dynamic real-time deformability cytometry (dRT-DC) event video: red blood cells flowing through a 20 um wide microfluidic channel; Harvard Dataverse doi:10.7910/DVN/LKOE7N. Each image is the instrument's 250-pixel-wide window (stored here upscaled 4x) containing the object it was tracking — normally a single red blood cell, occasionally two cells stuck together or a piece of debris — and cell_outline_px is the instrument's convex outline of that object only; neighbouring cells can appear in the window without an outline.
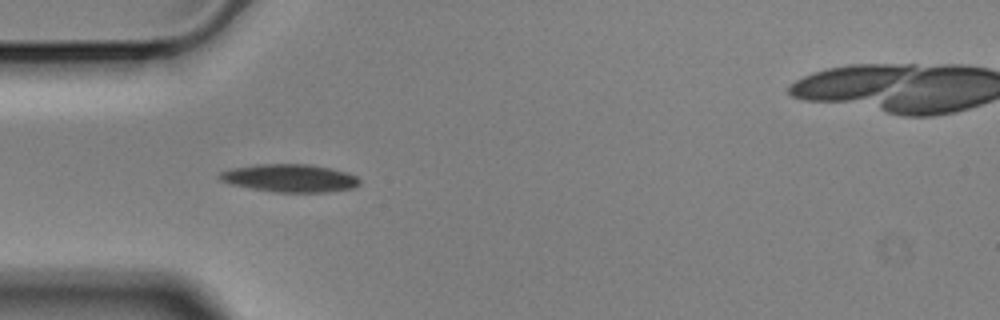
{"species": "Egyptian fruit bat (a non-hibernating species)", "species_latin": "Rousettus aegyptiacus", "temperature_condition": "cold", "stored_images_in_passage": 46, "camera_frame_rate_fps": 3000, "um_per_image_px": 0.085, "animal": {"sex": "male"}, "frame": {"image": 1, "passage_image": 5, "time_ms": 1.333, "image_size_px": [1000, 320], "cell_outline_px": [[360, 184], [352, 188], [324, 192], [276, 192], [252, 188], [232, 184], [220, 180], [216, 176], [220, 172], [232, 168], [256, 164], [308, 164], [348, 172], [356, 176], [360, 180]], "centroid_in_image_um": [24.62, 15.13], "position_along_channel_um": 60.4, "area_um2": 22.6}}
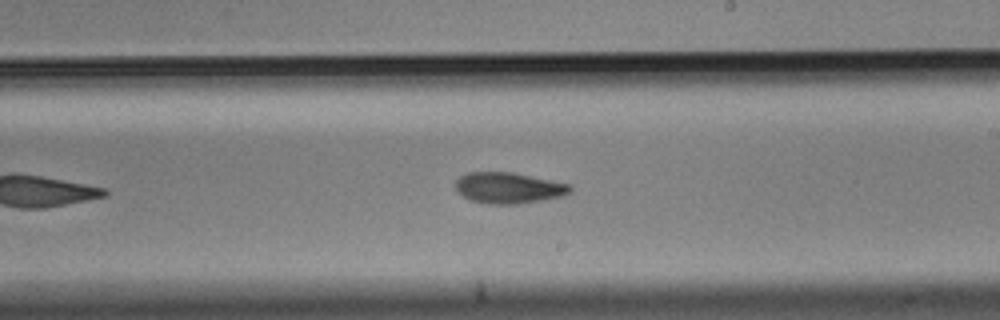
{"frame": {"image": 2, "passage_image": 21, "time_ms": 6.667, "image_size_px": [1000, 320], "cell_outline_px": [[572, 192], [564, 196], [544, 200], [520, 204], [488, 204], [472, 200], [456, 192], [456, 180], [460, 176], [468, 172], [512, 172], [572, 184]], "centroid_in_image_um": [43.28, 15.97], "position_along_channel_um": 245.7, "area_um2": 20.98}}
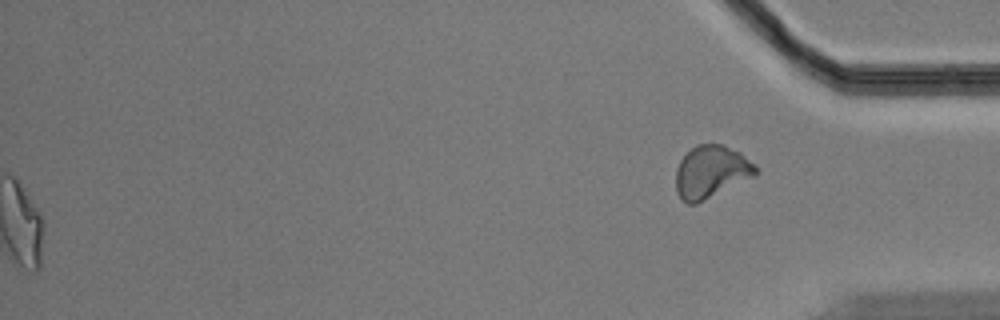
{"frame": {"image": 3, "passage_image": 46, "time_ms": 15.0, "image_size_px": [1000, 320], "cell_outline_px": [[760, 168], [752, 176], [696, 204], [688, 204], [680, 200], [676, 192], [676, 168], [680, 160], [696, 144], [724, 144], [740, 152], [756, 164]], "centroid_in_image_um": [60.42, 14.59], "position_along_channel_um": 374.8, "area_um2": 24.33}, "authors_computed_cell_mechanics": {"area_um2": 21.0103, "velocity_mm_per_s": 3.501, "shape_relaxation_time_tau1_ms": 7.87, "shape_relaxation_time_tau2_ms": 6.5174, "deformation_change_tau1": 0.1788, "deformation_change_tau2": 0.1401}}